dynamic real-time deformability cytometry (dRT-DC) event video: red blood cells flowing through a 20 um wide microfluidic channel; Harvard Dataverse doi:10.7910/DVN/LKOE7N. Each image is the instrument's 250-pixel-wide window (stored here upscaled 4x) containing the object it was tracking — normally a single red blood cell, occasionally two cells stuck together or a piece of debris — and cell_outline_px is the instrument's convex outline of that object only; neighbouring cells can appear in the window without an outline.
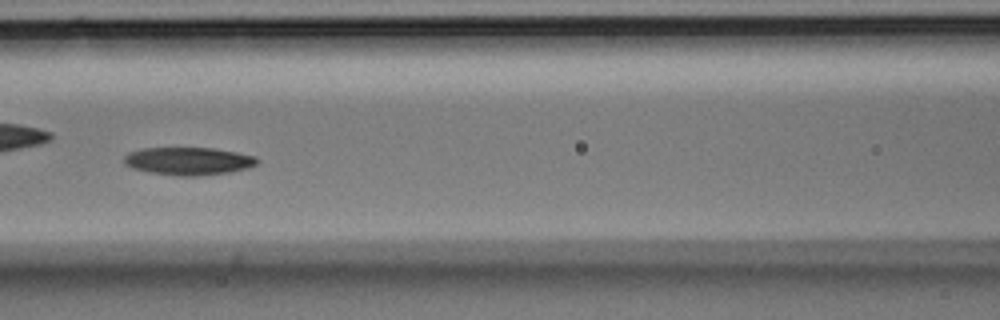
{"species": "Egyptian fruit bat (a non-hibernating species)", "species_latin": "Rousettus aegyptiacus", "temperature_condition": "room temperature", "stored_images_in_passage": 34, "camera_frame_rate_fps": 3000, "um_per_image_px": 0.085, "animal": {"sex": "male"}, "frame": {"image": 1, "passage_image": 10, "time_ms": 3.0, "image_size_px": [1000, 320], "cell_outline_px": [[260, 160], [256, 164], [248, 168], [228, 172], [196, 176], [180, 176], [152, 172], [132, 168], [124, 164], [124, 156], [128, 152], [140, 148], [216, 148], [256, 156]], "centroid_in_image_um": [16.02, 13.68], "position_along_channel_um": 150.6, "area_um2": 21.56}}
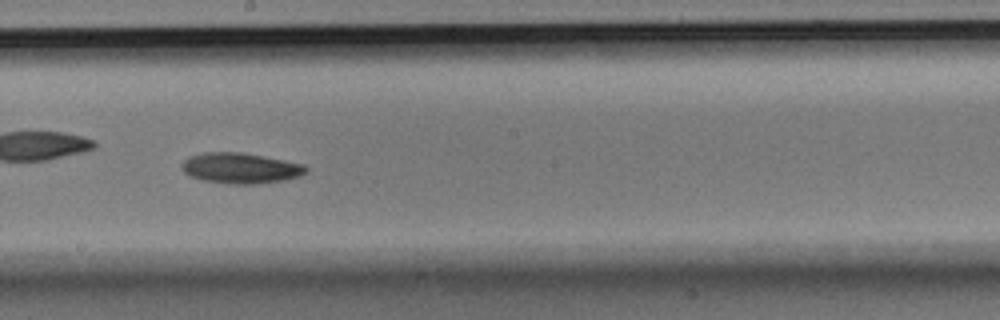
{"frame": {"image": 2, "passage_image": 15, "time_ms": 4.667, "image_size_px": [1000, 320], "cell_outline_px": [[308, 172], [300, 176], [284, 180], [256, 184], [228, 184], [204, 180], [188, 176], [180, 168], [180, 164], [188, 156], [204, 152], [244, 152], [304, 164], [308, 168]], "centroid_in_image_um": [20.42, 14.29], "position_along_channel_um": 227.8, "area_um2": 22.48}}
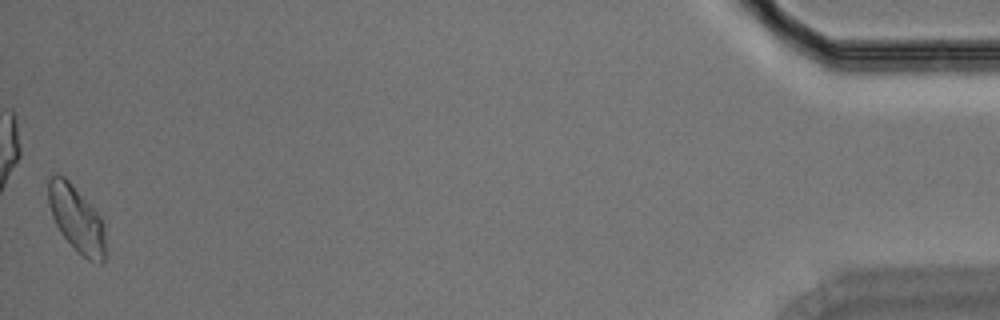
{"frame": {"image": 3, "passage_image": 34, "time_ms": 11.0, "image_size_px": [1000, 320], "cell_outline_px": [[104, 264], [100, 264], [88, 260], [76, 252], [60, 232], [52, 216], [48, 204], [48, 176], [56, 172], [64, 176], [68, 180], [100, 216], [104, 224]], "centroid_in_image_um": [6.48, 18.61], "position_along_channel_um": 428.7, "area_um2": 22.14}}